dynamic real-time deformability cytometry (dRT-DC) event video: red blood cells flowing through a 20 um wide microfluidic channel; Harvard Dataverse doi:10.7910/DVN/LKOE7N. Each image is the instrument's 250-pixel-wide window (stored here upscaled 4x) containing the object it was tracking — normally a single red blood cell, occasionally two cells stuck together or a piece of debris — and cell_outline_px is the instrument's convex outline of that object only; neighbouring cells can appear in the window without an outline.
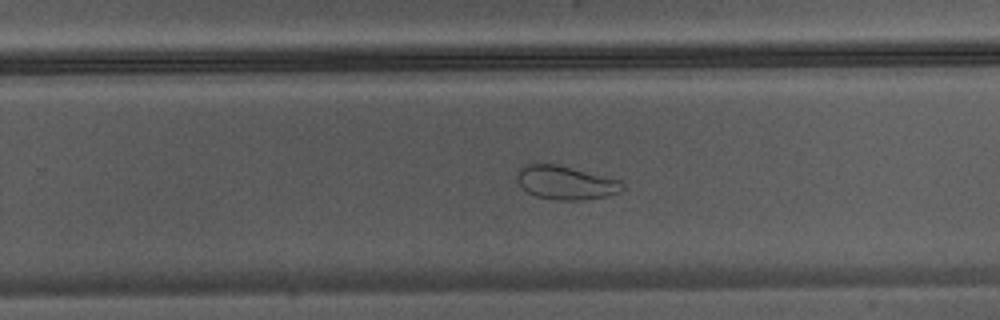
{"species": "Egyptian fruit bat (a non-hibernating species)", "species_latin": "Rousettus aegyptiacus", "temperature_condition": "warm", "stored_images_in_passage": 38, "camera_frame_rate_fps": 3000, "um_per_image_px": 0.085, "animal": {"sex": "male"}, "frame": {"image": 1, "passage_image": 22, "time_ms": 7.0, "image_size_px": [1000, 320], "cell_outline_px": [[624, 188], [620, 192], [608, 196], [584, 200], [556, 200], [536, 196], [520, 188], [516, 180], [516, 172], [524, 164], [556, 164], [620, 180], [624, 184]], "centroid_in_image_um": [48.05, 15.53], "position_along_channel_um": 281.7, "area_um2": 20.81}}
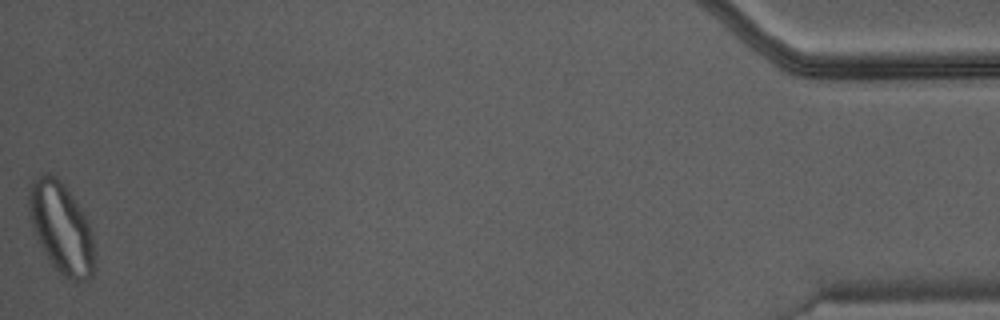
{"frame": {"image": 2, "passage_image": 38, "time_ms": 12.333, "image_size_px": [1000, 320], "cell_outline_px": [[96, 268], [92, 276], [88, 280], [76, 284], [64, 276], [48, 260], [36, 236], [32, 224], [28, 204], [28, 196], [32, 180], [44, 172], [48, 172], [56, 176], [60, 180], [84, 216], [88, 224], [96, 252]], "centroid_in_image_um": [5.23, 19.44], "position_along_channel_um": 430.0, "area_um2": 34.62}}